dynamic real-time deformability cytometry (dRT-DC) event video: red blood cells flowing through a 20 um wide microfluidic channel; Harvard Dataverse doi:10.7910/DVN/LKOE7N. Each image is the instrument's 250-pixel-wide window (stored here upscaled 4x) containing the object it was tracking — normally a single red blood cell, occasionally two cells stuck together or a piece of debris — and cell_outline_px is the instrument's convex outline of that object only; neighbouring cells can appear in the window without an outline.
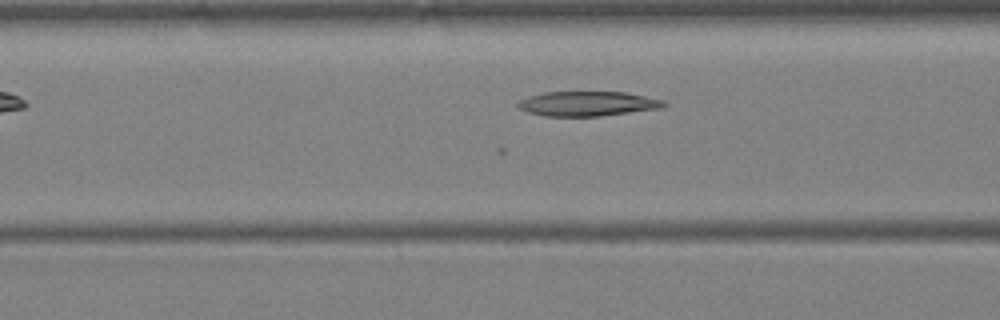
{"species": "Egyptian fruit bat (a non-hibernating species)", "species_latin": "Rousettus aegyptiacus", "temperature_condition": "warm", "stored_images_in_passage": 30, "segment_of_instrument_passage": [1, 2], "camera_frame_rate_fps": 3000, "um_per_image_px": 0.085, "animal": {"sex": "female"}, "frame": {"image": 1, "passage_image": 6, "time_ms": 1.667, "image_size_px": [1000, 320], "cell_outline_px": [[668, 104], [664, 108], [600, 116], [544, 116], [528, 112], [516, 108], [516, 104], [520, 100], [528, 96], [544, 92], [624, 92], [664, 100]], "centroid_in_image_um": [49.94, 8.82], "position_along_channel_um": 116.7, "area_um2": 21.15}}
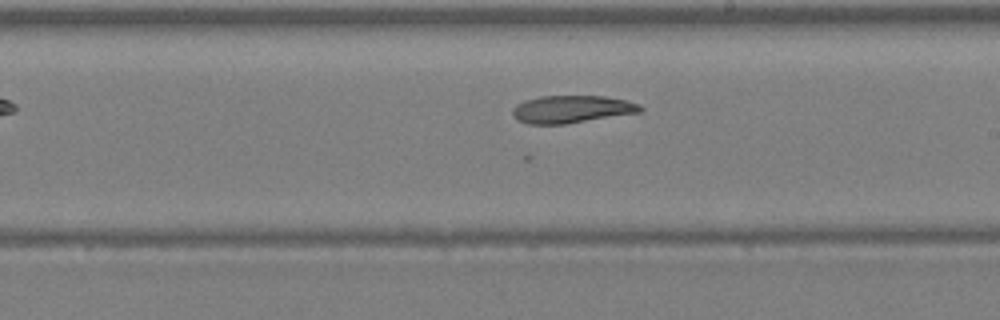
{"frame": {"image": 2, "passage_image": 13, "time_ms": 4.0, "image_size_px": [1000, 320], "cell_outline_px": [[644, 108], [640, 112], [564, 124], [528, 124], [516, 120], [512, 112], [512, 108], [516, 104], [524, 100], [540, 96], [604, 96], [624, 100], [640, 104]], "centroid_in_image_um": [48.55, 9.28], "position_along_channel_um": 240.5, "area_um2": 20.46}}
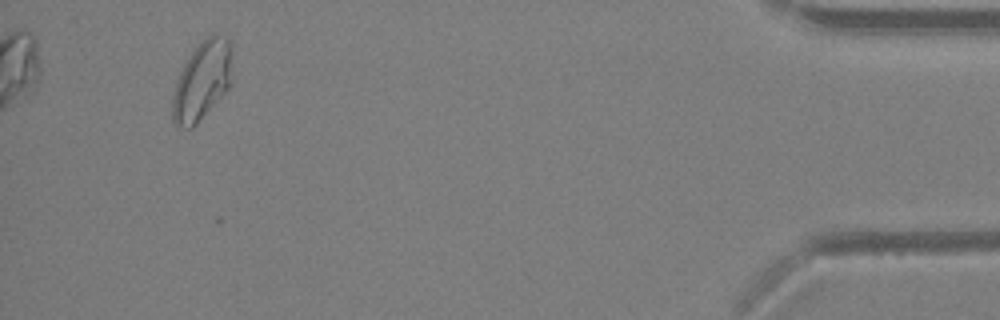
{"frame": {"image": 3, "passage_image": 27, "time_ms": 8.667, "image_size_px": [1000, 320], "cell_outline_px": [[232, 80], [228, 88], [196, 124], [192, 128], [176, 128], [172, 120], [172, 96], [180, 72], [188, 56], [212, 32], [216, 32], [228, 36], [232, 44]], "centroid_in_image_um": [17.2, 6.82], "position_along_channel_um": 418.0, "area_um2": 27.74}}